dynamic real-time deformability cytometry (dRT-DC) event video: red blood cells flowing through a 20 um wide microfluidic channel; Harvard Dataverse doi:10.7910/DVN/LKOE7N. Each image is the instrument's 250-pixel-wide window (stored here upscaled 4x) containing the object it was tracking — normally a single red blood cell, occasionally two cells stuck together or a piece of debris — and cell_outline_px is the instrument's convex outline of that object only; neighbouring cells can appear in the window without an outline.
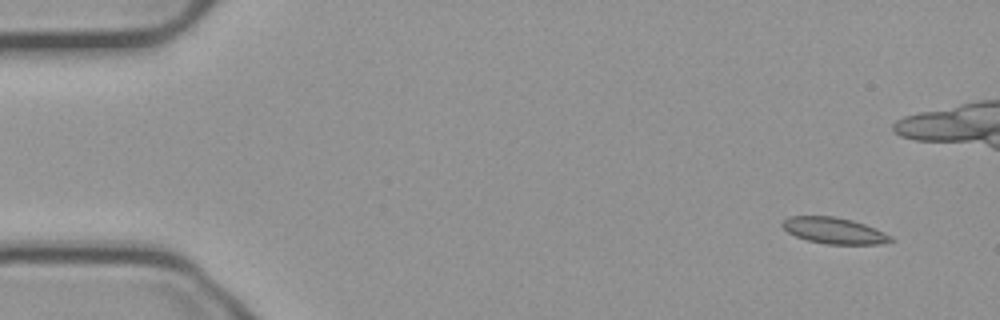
{"species": "common noctule bat (a hibernating species)", "species_latin": "Nyctalus noctula", "temperature_condition": "cold", "stored_images_in_passage": 10, "camera_frame_rate_fps": 3000, "um_per_image_px": 0.085, "animal": {"sex": "male", "body_mass_g": 23.1, "forearm_length_mm": 52.7}, "frame": {"image": 1, "passage_image": 1, "time_ms": 0.0, "image_size_px": [1000, 320], "cell_outline_px": [[896, 240], [880, 244], [824, 244], [808, 240], [796, 236], [788, 232], [780, 224], [788, 216], [832, 216], [852, 220], [876, 228], [892, 236]], "centroid_in_image_um": [70.92, 19.6], "position_along_channel_um": 14.1, "area_um2": 16.59}}